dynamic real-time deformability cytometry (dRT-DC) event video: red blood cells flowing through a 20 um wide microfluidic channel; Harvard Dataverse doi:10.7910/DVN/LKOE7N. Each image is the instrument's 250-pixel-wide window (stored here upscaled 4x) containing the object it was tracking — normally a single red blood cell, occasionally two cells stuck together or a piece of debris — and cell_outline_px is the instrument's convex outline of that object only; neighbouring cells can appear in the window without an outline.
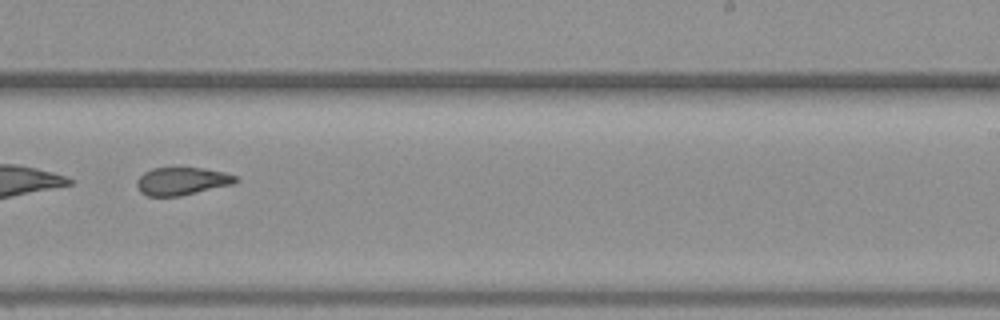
{"species": "common noctule bat (a hibernating species)", "species_latin": "Nyctalus noctula", "temperature_condition": "warm", "stored_images_in_passage": 33, "camera_frame_rate_fps": 3000, "um_per_image_px": 0.085, "animal": {"sex": "female", "body_mass_g": 19.3, "forearm_length_mm": 54.1}, "frame": {"image": 1, "passage_image": 20, "time_ms": 6.333, "image_size_px": [1000, 320], "cell_outline_px": [[240, 180], [232, 184], [180, 196], [148, 196], [140, 192], [136, 184], [136, 180], [144, 172], [152, 168], [204, 168], [224, 172], [236, 176]], "centroid_in_image_um": [15.45, 15.4], "position_along_channel_um": 273.6, "area_um2": 15.95}}
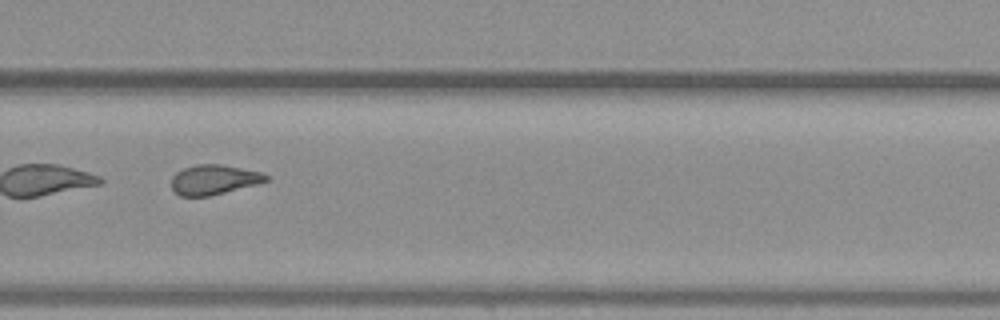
{"frame": {"image": 2, "passage_image": 23, "time_ms": 7.333, "image_size_px": [1000, 320], "cell_outline_px": [[268, 180], [260, 184], [208, 196], [180, 196], [172, 188], [172, 176], [176, 172], [184, 168], [196, 164], [220, 164], [260, 172], [268, 176]], "centroid_in_image_um": [18.18, 15.27], "position_along_channel_um": 311.6, "area_um2": 16.36}, "authors_computed_cell_mechanics": {"area_um2": 16.6464, "velocity_mm_per_s": 3.8243, "shape_relaxation_time_tau1_ms": 9.3246, "shape_relaxation_time_tau2_ms": 2.338, "deformation_change_tau1": 0.2066, "deformation_change_tau2": 0.1004}}